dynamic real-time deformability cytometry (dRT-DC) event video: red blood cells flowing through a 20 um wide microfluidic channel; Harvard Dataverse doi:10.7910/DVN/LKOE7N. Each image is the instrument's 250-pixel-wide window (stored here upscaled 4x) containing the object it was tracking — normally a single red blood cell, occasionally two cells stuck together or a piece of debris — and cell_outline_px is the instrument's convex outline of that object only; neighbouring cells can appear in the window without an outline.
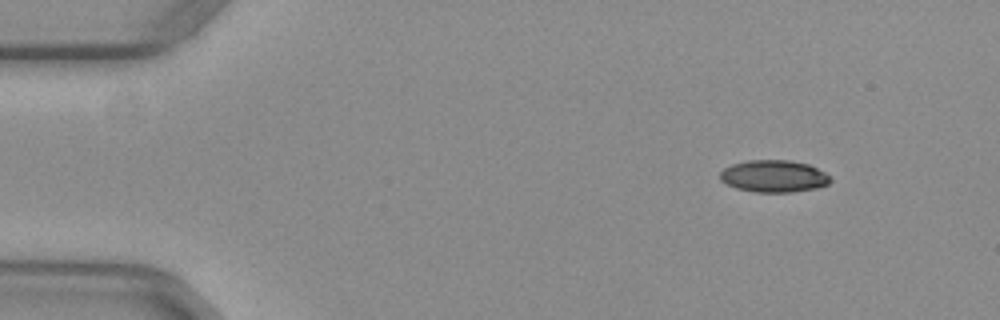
{"species": "common noctule bat (a hibernating species)", "species_latin": "Nyctalus noctula", "temperature_condition": "warm", "stored_images_in_passage": 47, "camera_frame_rate_fps": 3000, "um_per_image_px": 0.085, "animal": {"sex": "female", "body_mass_g": 29.2, "forearm_length_mm": 56.3}, "frame": {"image": 1, "passage_image": 1, "time_ms": 0.0, "image_size_px": [1000, 320], "cell_outline_px": [[832, 180], [828, 184], [816, 188], [792, 192], [756, 192], [736, 188], [720, 180], [720, 172], [724, 168], [732, 164], [748, 160], [788, 160], [808, 164], [824, 172]], "centroid_in_image_um": [65.76, 14.97], "position_along_channel_um": 19.2, "area_um2": 20.52}}
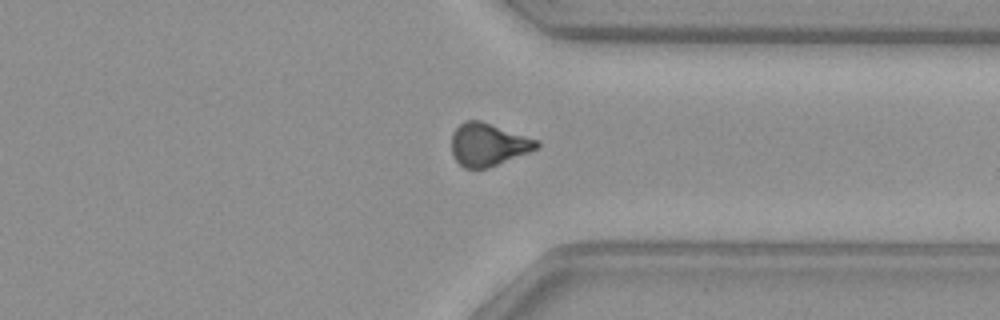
{"frame": {"image": 2, "passage_image": 35, "time_ms": 11.333, "image_size_px": [1000, 320], "cell_outline_px": [[540, 148], [488, 168], [464, 168], [452, 156], [452, 132], [464, 120], [480, 120], [540, 140]], "centroid_in_image_um": [41.51, 12.28], "position_along_channel_um": 369.9, "area_um2": 21.39}}
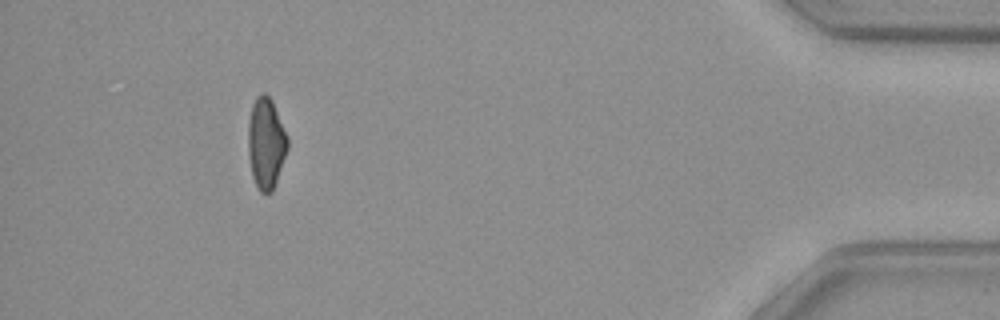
{"frame": {"image": 3, "passage_image": 43, "time_ms": 14.0, "image_size_px": [1000, 320], "cell_outline_px": [[288, 148], [272, 192], [260, 192], [252, 176], [248, 156], [248, 120], [252, 104], [256, 96], [264, 92], [272, 100], [288, 136]], "centroid_in_image_um": [22.6, 12.14], "position_along_channel_um": 412.6, "area_um2": 20.98}, "authors_computed_cell_mechanics": {"area_um2": 21.6172, "velocity_mm_per_s": 3.979, "shape_relaxation_time_tau1_ms": 10.6319, "shape_relaxation_time_tau2_ms": 4.765, "deformation_change_tau1": 0.2239, "deformation_change_tau2": 0.1106}}